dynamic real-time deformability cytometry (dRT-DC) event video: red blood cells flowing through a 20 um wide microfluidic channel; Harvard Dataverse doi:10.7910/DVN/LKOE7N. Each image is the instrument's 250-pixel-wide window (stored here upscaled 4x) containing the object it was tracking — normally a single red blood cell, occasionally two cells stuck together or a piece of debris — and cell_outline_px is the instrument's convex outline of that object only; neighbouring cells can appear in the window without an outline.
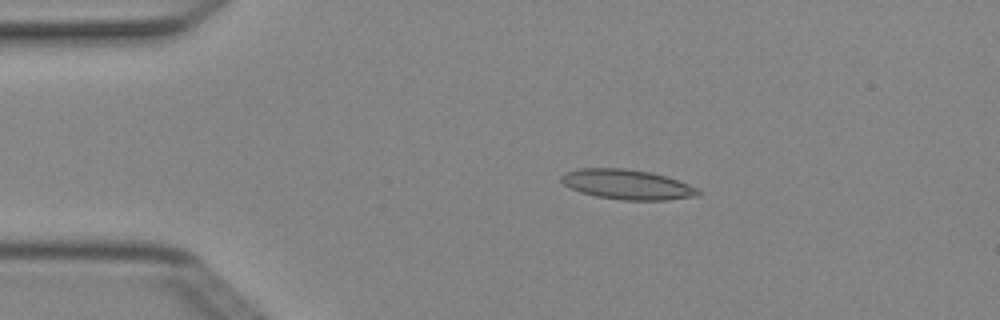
{"species": "Egyptian fruit bat (a non-hibernating species)", "species_latin": "Rousettus aegyptiacus", "temperature_condition": "cold", "stored_images_in_passage": 3, "camera_frame_rate_fps": 3000, "um_per_image_px": 0.085, "animal": {"sex": "female"}, "frame": {"image": 1, "passage_image": 3, "time_ms": 0.667, "image_size_px": [1000, 320], "cell_outline_px": [[700, 192], [696, 196], [668, 200], [624, 200], [596, 196], [580, 192], [564, 184], [560, 180], [560, 176], [564, 172], [580, 168], [624, 168], [648, 172], [664, 176], [688, 184], [696, 188]], "centroid_in_image_um": [53.26, 15.68], "position_along_channel_um": 31.7, "area_um2": 23.58}}